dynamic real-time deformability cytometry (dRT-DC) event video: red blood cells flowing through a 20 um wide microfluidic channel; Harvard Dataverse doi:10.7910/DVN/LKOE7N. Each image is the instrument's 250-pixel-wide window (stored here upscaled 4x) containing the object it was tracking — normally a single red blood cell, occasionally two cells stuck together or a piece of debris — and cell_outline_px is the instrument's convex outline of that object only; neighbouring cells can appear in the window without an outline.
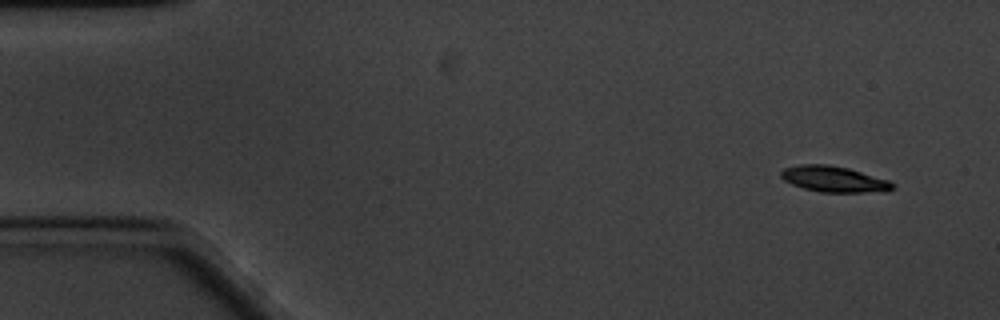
{"species": "common noctule bat (a hibernating species)", "species_latin": "Nyctalus noctula", "temperature_condition": "cold", "stored_images_in_passage": 57, "camera_frame_rate_fps": 3000, "um_per_image_px": 0.085, "animal": {"sex": "male", "body_mass_g": 20.1, "forearm_length_mm": 53.5}, "frame": {"image": 1, "passage_image": 1, "time_ms": 0.0, "image_size_px": [1000, 320], "cell_outline_px": [[896, 184], [892, 188], [884, 192], [820, 192], [804, 188], [792, 184], [784, 180], [780, 176], [780, 172], [784, 168], [800, 164], [828, 164], [848, 168], [888, 180]], "centroid_in_image_um": [70.87, 15.22], "position_along_channel_um": 14.1, "area_um2": 16.82}}
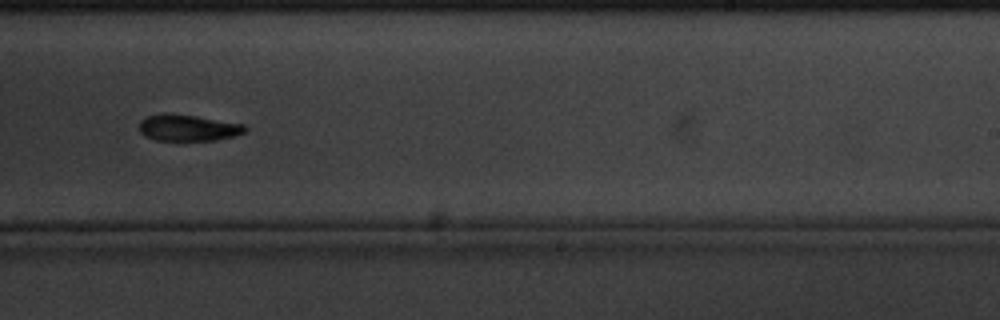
{"frame": {"image": 2, "passage_image": 34, "time_ms": 11.0, "image_size_px": [1000, 320], "cell_outline_px": [[248, 128], [244, 132], [232, 136], [216, 140], [156, 140], [144, 136], [140, 132], [140, 120], [148, 116], [196, 116], [248, 124]], "centroid_in_image_um": [16.07, 10.9], "position_along_channel_um": 272.9, "area_um2": 15.72}}
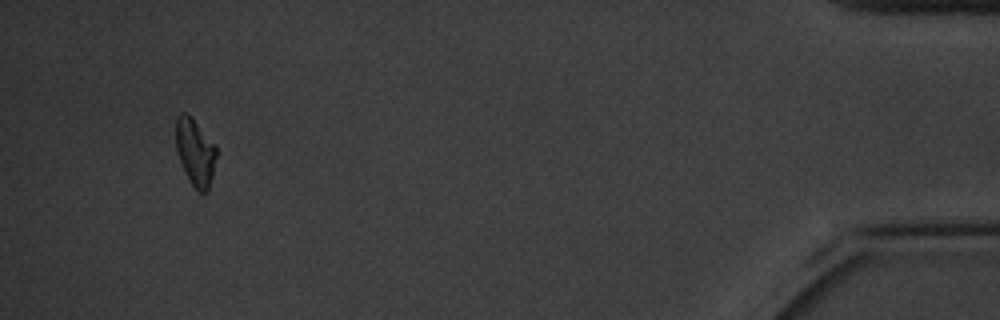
{"frame": {"image": 3, "passage_image": 54, "time_ms": 17.667, "image_size_px": [1000, 320], "cell_outline_px": [[216, 156], [212, 176], [208, 192], [200, 192], [192, 184], [184, 172], [176, 152], [176, 116], [180, 112], [184, 112], [216, 144]], "centroid_in_image_um": [16.58, 12.95], "position_along_channel_um": 418.6, "area_um2": 15.61}, "authors_computed_cell_mechanics": {"area_um2": 16.8198, "velocity_mm_per_s": 3.2944, "shape_relaxation_time_tau1_ms": 2.301, "shape_relaxation_time_tau2_ms": null, "deformation_change_tau1": 0.1051, "deformation_change_tau2": null}}